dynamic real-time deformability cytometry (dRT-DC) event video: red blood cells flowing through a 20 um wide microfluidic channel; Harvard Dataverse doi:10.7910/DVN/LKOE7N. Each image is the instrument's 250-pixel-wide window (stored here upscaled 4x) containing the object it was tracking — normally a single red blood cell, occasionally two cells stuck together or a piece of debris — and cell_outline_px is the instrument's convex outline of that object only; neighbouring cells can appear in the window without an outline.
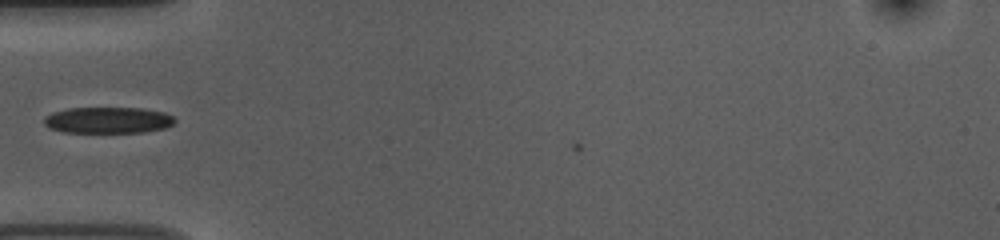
{"species": "common noctule bat (a hibernating species)", "species_latin": "Nyctalus noctula", "temperature_condition": "room temperature", "stored_images_in_passage": 10, "camera_frame_rate_fps": 3000, "um_per_image_px": 0.085, "animal": {"sex": "female", "body_mass_g": 10.0, "forearm_length_mm": 53.1}, "frame": {"image": 1, "passage_image": 8, "time_ms": 2.333, "image_size_px": [1000, 240], "cell_outline_px": [[176, 120], [172, 124], [164, 128], [144, 132], [64, 132], [48, 128], [44, 124], [44, 116], [52, 112], [68, 108], [144, 108], [164, 112], [172, 116]], "centroid_in_image_um": [9.15, 10.21], "position_along_channel_um": 75.8, "area_um2": 20.06}}